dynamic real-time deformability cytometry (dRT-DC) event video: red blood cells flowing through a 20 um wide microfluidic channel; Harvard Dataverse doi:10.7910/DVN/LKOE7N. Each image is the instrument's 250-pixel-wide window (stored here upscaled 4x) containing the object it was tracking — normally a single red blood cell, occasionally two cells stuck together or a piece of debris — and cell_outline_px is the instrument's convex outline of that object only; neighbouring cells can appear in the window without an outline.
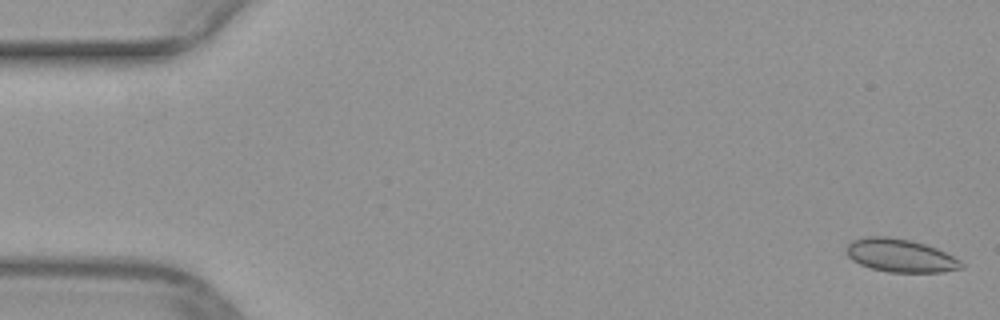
{"species": "common noctule bat (a hibernating species)", "species_latin": "Nyctalus noctula", "temperature_condition": "warm", "stored_images_in_passage": 50, "camera_frame_rate_fps": 3000, "um_per_image_px": 0.085, "animal": {"sex": "female", "body_mass_g": 29.2, "forearm_length_mm": 56.3}, "frame": {"image": 1, "passage_image": 1, "time_ms": 0.0, "image_size_px": [1000, 320], "cell_outline_px": [[964, 268], [940, 272], [888, 272], [872, 268], [860, 264], [852, 260], [844, 252], [844, 248], [852, 240], [864, 236], [888, 236], [908, 240], [924, 244], [936, 248], [960, 260], [964, 264]], "centroid_in_image_um": [76.48, 21.71], "position_along_channel_um": 8.5, "area_um2": 22.25}}
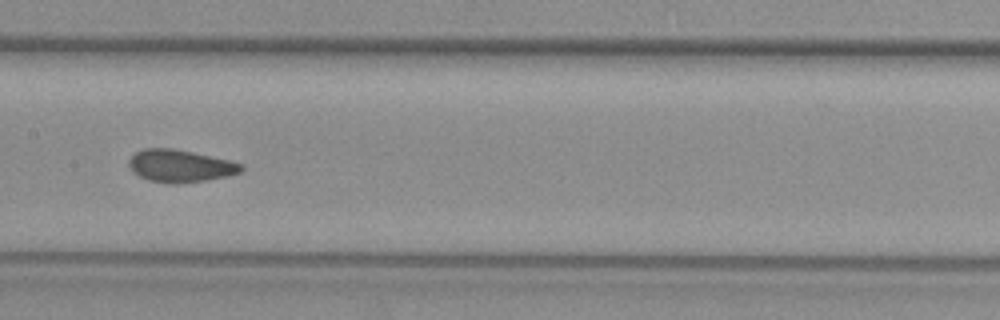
{"frame": {"image": 2, "passage_image": 25, "time_ms": 8.0, "image_size_px": [1000, 320], "cell_outline_px": [[244, 168], [240, 172], [228, 176], [204, 180], [176, 184], [148, 180], [132, 172], [128, 164], [128, 160], [136, 152], [144, 148], [172, 148], [192, 152], [228, 160], [244, 164]], "centroid_in_image_um": [15.3, 14.1], "position_along_channel_um": 192.1, "area_um2": 21.1}}
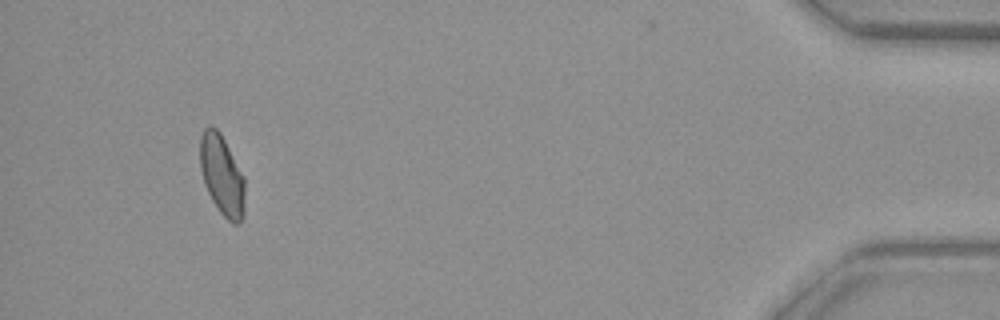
{"frame": {"image": 3, "passage_image": 47, "time_ms": 15.333, "image_size_px": [1000, 320], "cell_outline_px": [[244, 216], [236, 224], [232, 224], [220, 212], [212, 200], [204, 184], [200, 168], [200, 136], [204, 128], [216, 128], [220, 132], [244, 176]], "centroid_in_image_um": [18.86, 14.91], "position_along_channel_um": 416.3, "area_um2": 20.81}}